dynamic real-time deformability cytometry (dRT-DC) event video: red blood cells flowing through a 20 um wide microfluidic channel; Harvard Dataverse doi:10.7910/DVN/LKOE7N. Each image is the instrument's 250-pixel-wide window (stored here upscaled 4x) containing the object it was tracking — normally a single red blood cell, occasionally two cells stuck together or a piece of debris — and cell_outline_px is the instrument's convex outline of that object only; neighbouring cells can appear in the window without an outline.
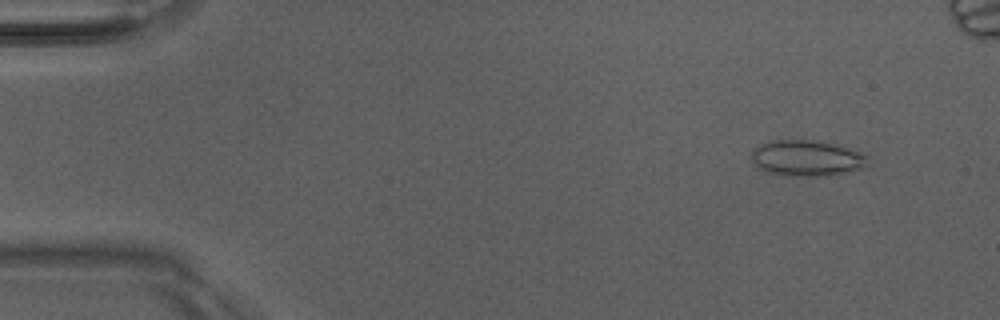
{"species": "Egyptian fruit bat (a non-hibernating species)", "species_latin": "Rousettus aegyptiacus", "temperature_condition": "room temperature", "stored_images_in_passage": 44, "camera_frame_rate_fps": 3000, "um_per_image_px": 0.085, "animal": {"sex": "male"}, "frame": {"image": 1, "passage_image": 5, "time_ms": 1.333, "image_size_px": [1000, 320], "cell_outline_px": [[868, 164], [864, 168], [824, 176], [784, 176], [772, 172], [756, 164], [752, 160], [752, 152], [760, 144], [772, 140], [812, 140], [832, 144], [848, 148], [860, 152], [868, 156]], "centroid_in_image_um": [68.62, 13.44], "position_along_channel_um": 16.4, "area_um2": 23.93}}
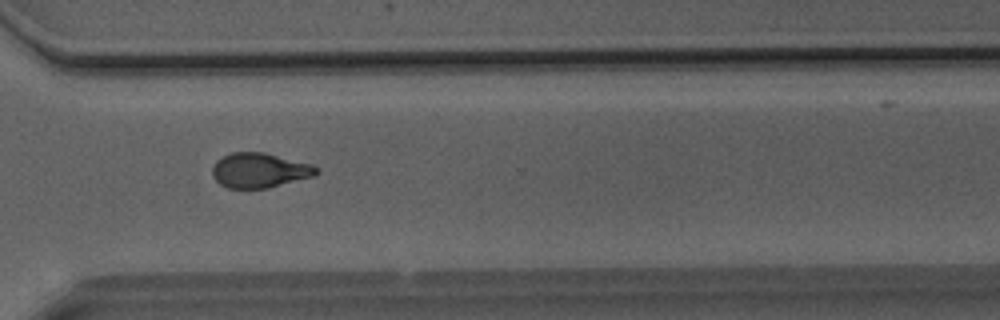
{"frame": {"image": 2, "passage_image": 35, "time_ms": 11.333, "image_size_px": [1000, 320], "cell_outline_px": [[320, 172], [312, 176], [268, 188], [228, 188], [220, 184], [212, 176], [212, 168], [216, 160], [232, 152], [264, 152], [312, 164]], "centroid_in_image_um": [22.03, 14.47], "position_along_channel_um": 348.6, "area_um2": 20.98}}
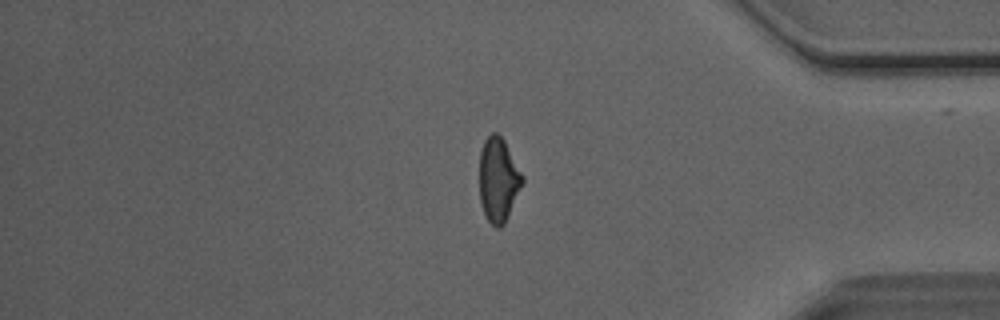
{"frame": {"image": 3, "passage_image": 40, "time_ms": 13.0, "image_size_px": [1000, 320], "cell_outline_px": [[524, 180], [504, 224], [500, 228], [496, 228], [488, 220], [484, 212], [480, 200], [480, 152], [484, 140], [492, 132], [496, 132], [504, 140], [524, 176]], "centroid_in_image_um": [42.36, 15.26], "position_along_channel_um": 392.8, "area_um2": 20.87}}